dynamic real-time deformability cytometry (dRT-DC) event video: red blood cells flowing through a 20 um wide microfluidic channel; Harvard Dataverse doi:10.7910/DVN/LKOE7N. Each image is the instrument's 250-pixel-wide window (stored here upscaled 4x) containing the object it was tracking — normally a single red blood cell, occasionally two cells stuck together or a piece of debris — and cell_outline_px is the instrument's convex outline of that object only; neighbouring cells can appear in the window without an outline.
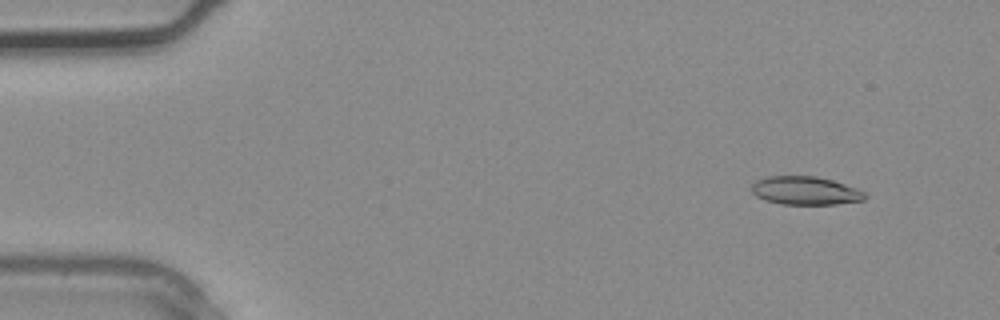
{"species": "common noctule bat (a hibernating species)", "species_latin": "Nyctalus noctula", "temperature_condition": "warm", "stored_images_in_passage": 4, "camera_frame_rate_fps": 3000, "um_per_image_px": 0.085, "animal": {"sex": "male", "body_mass_g": 20.4}, "frame": {"image": 1, "passage_image": 1, "time_ms": 0.0, "image_size_px": [1000, 320], "cell_outline_px": [[868, 196], [864, 200], [836, 204], [780, 204], [764, 200], [756, 196], [752, 192], [752, 184], [756, 180], [768, 176], [816, 176], [832, 180], [868, 192]], "centroid_in_image_um": [68.47, 16.21], "position_along_channel_um": 16.5, "area_um2": 18.84}}
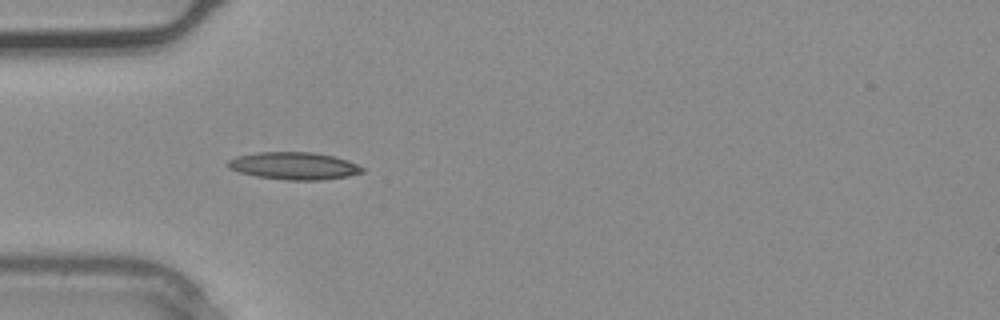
{"frame": {"image": 2, "passage_image": 3, "time_ms": 0.667, "image_size_px": [1000, 320], "cell_outline_px": [[364, 172], [348, 176], [320, 180], [288, 180], [256, 176], [240, 172], [228, 168], [224, 164], [228, 160], [236, 156], [260, 152], [316, 152], [336, 156], [348, 160], [364, 168]], "centroid_in_image_um": [24.99, 14.09], "position_along_channel_um": 60.0, "area_um2": 21.62}}
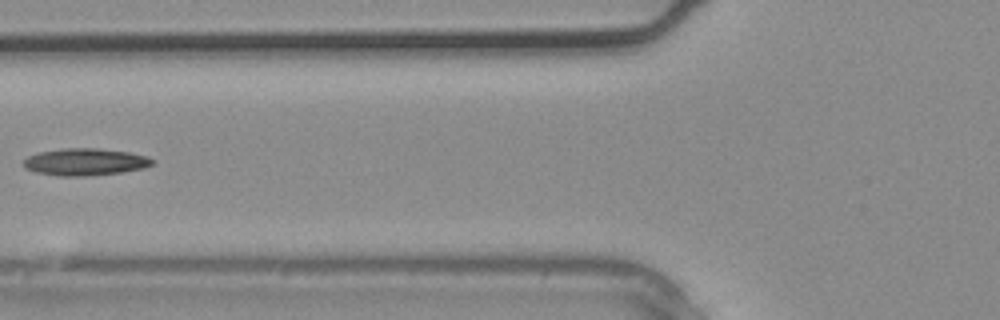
{"frame": {"image": 3, "passage_image": 4, "time_ms": 1.0, "image_size_px": [1000, 320], "cell_outline_px": [[152, 164], [144, 168], [120, 172], [84, 176], [60, 176], [36, 172], [24, 168], [24, 160], [28, 156], [40, 152], [60, 148], [96, 148], [128, 152], [148, 156], [152, 160]], "centroid_in_image_um": [7.21, 13.76], "position_along_channel_um": 118.6, "area_um2": 20.17}}